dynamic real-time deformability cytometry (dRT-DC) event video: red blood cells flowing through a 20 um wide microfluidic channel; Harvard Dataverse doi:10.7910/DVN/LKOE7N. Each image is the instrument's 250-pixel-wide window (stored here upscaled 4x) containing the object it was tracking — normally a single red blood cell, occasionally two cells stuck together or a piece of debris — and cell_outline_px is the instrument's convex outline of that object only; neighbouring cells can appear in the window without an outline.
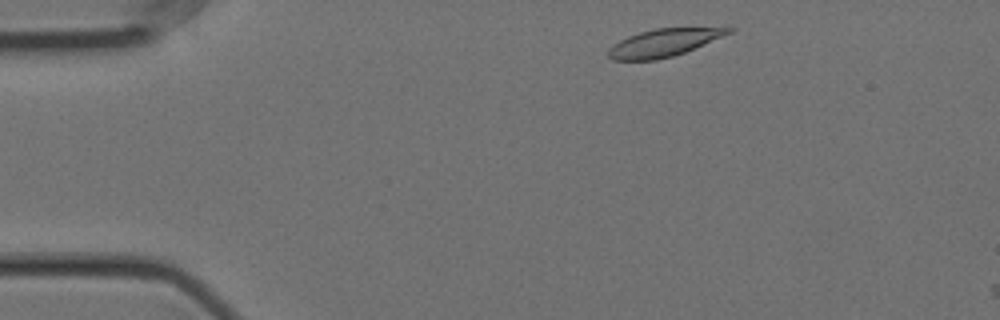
{"species": "Egyptian fruit bat (a non-hibernating species)", "species_latin": "Rousettus aegyptiacus", "temperature_condition": "cold", "stored_images_in_passage": 2, "camera_frame_rate_fps": 3000, "um_per_image_px": 0.085, "animal": {"sex": "female"}, "frame": {"image": 1, "passage_image": 1, "time_ms": 0.0, "image_size_px": [1000, 320], "cell_outline_px": [[736, 28], [732, 32], [684, 52], [672, 56], [656, 60], [612, 60], [608, 56], [608, 48], [620, 40], [628, 36], [640, 32], [656, 28]], "centroid_in_image_um": [56.36, 3.64], "position_along_channel_um": 28.6, "area_um2": 18.96}}